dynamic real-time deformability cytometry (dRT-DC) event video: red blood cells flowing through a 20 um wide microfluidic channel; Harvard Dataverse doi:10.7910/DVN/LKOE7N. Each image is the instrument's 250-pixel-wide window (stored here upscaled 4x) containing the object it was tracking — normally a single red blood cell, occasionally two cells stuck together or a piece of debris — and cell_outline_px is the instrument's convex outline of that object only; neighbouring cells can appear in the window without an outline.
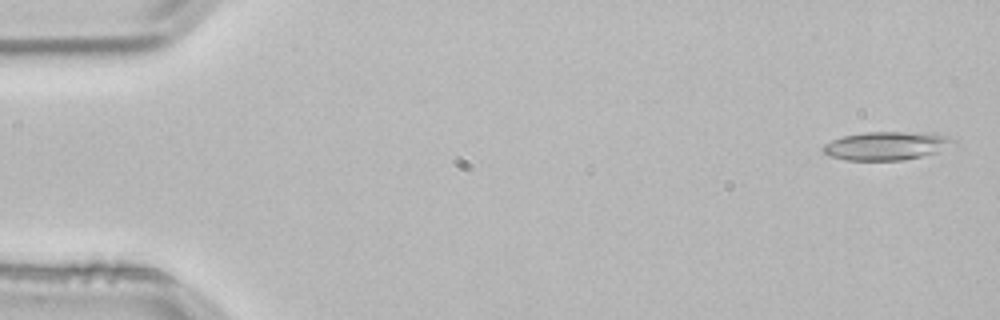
{"species": "common noctule bat (a hibernating species)", "species_latin": "Nyctalus noctula", "temperature_condition": "room temperature", "stored_images_in_passage": 3, "camera_frame_rate_fps": 3000, "um_per_image_px": 0.085, "animal": {"sex": "male", "body_mass_g": 21.5, "forearm_length_mm": 52.0}, "frame": {"image": 1, "passage_image": 1, "time_ms": 0.0, "image_size_px": [1000, 320], "cell_outline_px": [[956, 140], [936, 152], [920, 156], [900, 160], [844, 160], [832, 156], [824, 152], [820, 148], [824, 144], [832, 140], [844, 136], [864, 132], [936, 132], [948, 136]], "centroid_in_image_um": [75.32, 12.37], "position_along_channel_um": 9.7, "area_um2": 21.39}}
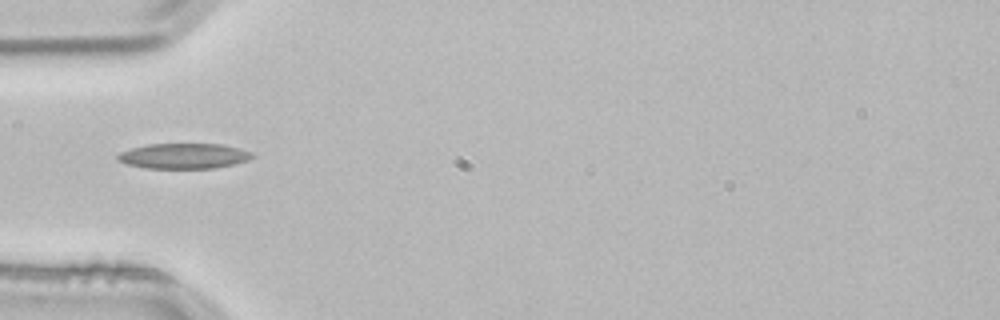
{"frame": {"image": 2, "passage_image": 3, "time_ms": 0.667, "image_size_px": [1000, 320], "cell_outline_px": [[256, 156], [248, 160], [232, 164], [212, 168], [144, 168], [128, 164], [120, 160], [116, 156], [120, 152], [132, 148], [148, 144], [220, 144], [240, 148], [252, 152]], "centroid_in_image_um": [15.65, 13.25], "position_along_channel_um": 69.3, "area_um2": 19.71}}